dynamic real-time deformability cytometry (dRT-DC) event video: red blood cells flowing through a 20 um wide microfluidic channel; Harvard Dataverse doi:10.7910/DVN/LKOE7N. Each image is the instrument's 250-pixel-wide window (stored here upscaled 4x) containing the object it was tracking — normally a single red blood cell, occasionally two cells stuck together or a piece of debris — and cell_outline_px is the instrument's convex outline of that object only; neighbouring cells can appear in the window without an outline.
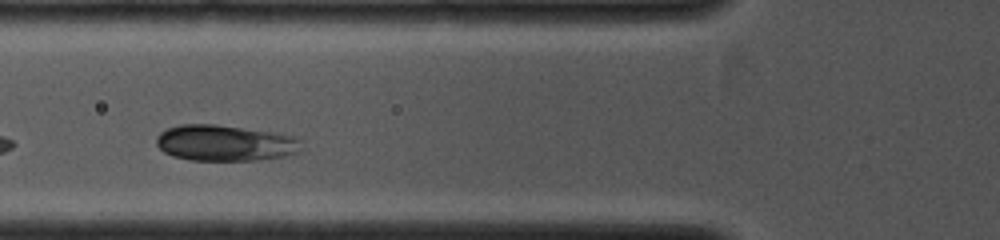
{"species": "common noctule bat (a hibernating species)", "species_latin": "Nyctalus noctula", "temperature_condition": "cold", "stored_images_in_passage": 2, "camera_frame_rate_fps": 4000, "um_per_image_px": 0.085, "animal": {"sex": "female", "body_mass_g": 19.0, "forearm_length_mm": 53.3}, "frame": {"image": 1, "passage_image": 2, "time_ms": 1.25, "image_size_px": [1000, 240], "cell_outline_px": [[300, 152], [284, 156], [260, 160], [188, 160], [172, 156], [164, 152], [156, 144], [156, 136], [160, 132], [168, 128], [180, 124], [216, 124], [272, 132], [292, 136], [300, 140]], "centroid_in_image_um": [19.09, 12.16], "position_along_channel_um": 106.7, "area_um2": 30.46}}